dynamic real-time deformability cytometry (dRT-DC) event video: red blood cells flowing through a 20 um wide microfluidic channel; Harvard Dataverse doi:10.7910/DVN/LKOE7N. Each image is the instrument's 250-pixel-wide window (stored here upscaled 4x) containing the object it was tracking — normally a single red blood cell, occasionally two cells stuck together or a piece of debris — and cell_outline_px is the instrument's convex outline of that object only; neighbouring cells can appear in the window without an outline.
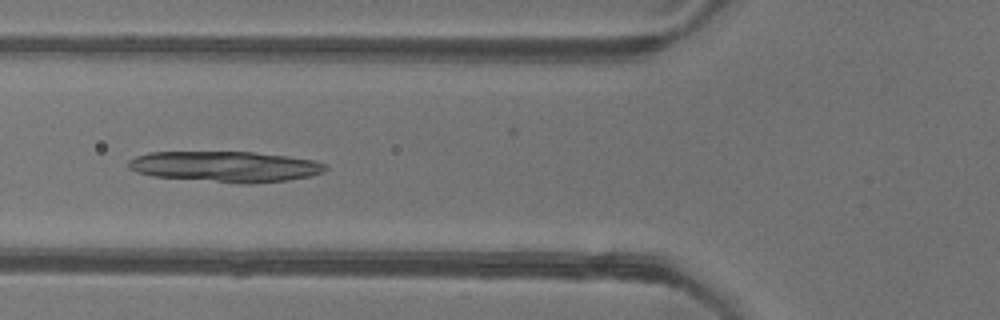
{"species": "common noctule bat (a hibernating species)", "species_latin": "Nyctalus noctula", "temperature_condition": "warm", "stored_images_in_passage": 37, "camera_frame_rate_fps": 3000, "um_per_image_px": 0.085, "animal": {"sex": "female"}, "frame": {"image": 1, "passage_image": 19, "time_ms": 6.0, "image_size_px": [1000, 320], "cell_outline_px": [[328, 168], [324, 172], [308, 176], [288, 180], [252, 184], [240, 184], [152, 176], [136, 172], [128, 168], [128, 160], [136, 156], [148, 152], [252, 152], [288, 156], [312, 160], [324, 164]], "centroid_in_image_um": [19.13, 14.17], "position_along_channel_um": 106.7, "area_um2": 35.43}}
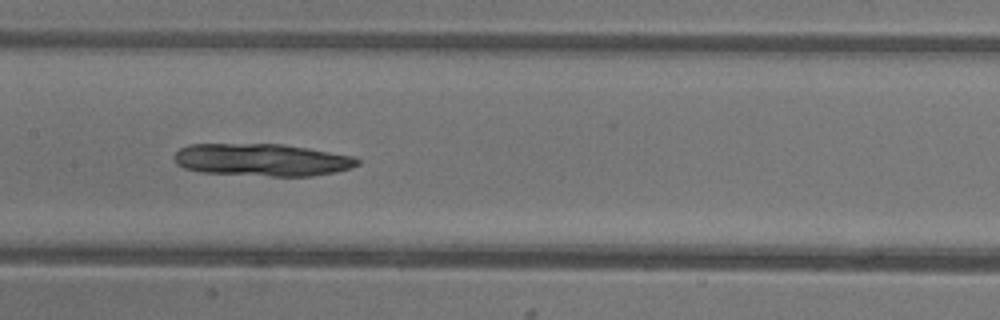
{"frame": {"image": 2, "passage_image": 25, "time_ms": 8.0, "image_size_px": [1000, 320], "cell_outline_px": [[360, 164], [352, 168], [312, 176], [272, 176], [200, 172], [184, 168], [176, 164], [172, 156], [180, 148], [188, 144], [284, 144], [308, 148], [352, 156], [360, 160]], "centroid_in_image_um": [22.23, 13.58], "position_along_channel_um": 185.2, "area_um2": 34.68}}
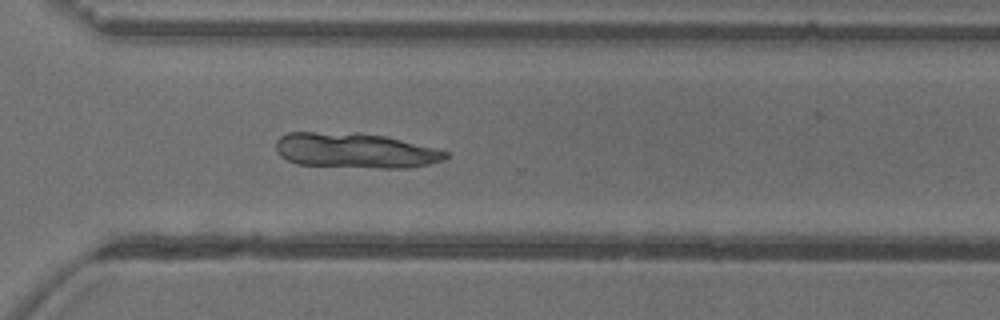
{"frame": {"image": 3, "passage_image": 37, "time_ms": 12.0, "image_size_px": [1000, 320], "cell_outline_px": [[448, 156], [444, 160], [412, 168], [376, 168], [296, 164], [280, 156], [276, 152], [276, 140], [280, 136], [288, 132], [356, 132], [384, 136], [448, 152]], "centroid_in_image_um": [30.13, 12.8], "position_along_channel_um": 340.5, "area_um2": 34.8}}